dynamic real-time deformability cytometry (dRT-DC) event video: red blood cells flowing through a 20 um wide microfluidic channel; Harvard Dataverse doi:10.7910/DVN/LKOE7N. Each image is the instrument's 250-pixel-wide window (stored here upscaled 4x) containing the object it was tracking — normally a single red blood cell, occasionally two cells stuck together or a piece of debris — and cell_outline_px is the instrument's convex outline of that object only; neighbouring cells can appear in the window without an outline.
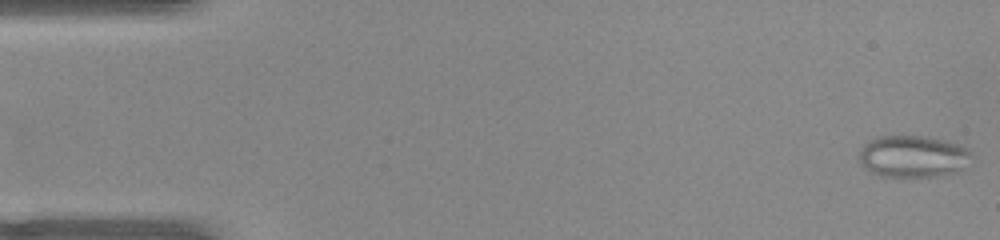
{"species": "common noctule bat (a hibernating species)", "species_latin": "Nyctalus noctula", "temperature_condition": "warm", "stored_images_in_passage": 9, "camera_frame_rate_fps": 3000, "um_per_image_px": 0.085, "animal": {"sex": "female", "body_mass_g": 22.0, "forearm_length_mm": 56.7}, "frame": {"image": 1, "passage_image": 1, "time_ms": 0.0, "image_size_px": [1000, 240], "cell_outline_px": [[972, 156], [964, 168], [956, 172], [936, 176], [880, 176], [864, 168], [856, 160], [864, 144], [868, 140], [880, 136], [928, 136], [960, 144], [968, 148], [972, 152]], "centroid_in_image_um": [77.6, 13.28], "position_along_channel_um": 7.4, "area_um2": 27.74}}